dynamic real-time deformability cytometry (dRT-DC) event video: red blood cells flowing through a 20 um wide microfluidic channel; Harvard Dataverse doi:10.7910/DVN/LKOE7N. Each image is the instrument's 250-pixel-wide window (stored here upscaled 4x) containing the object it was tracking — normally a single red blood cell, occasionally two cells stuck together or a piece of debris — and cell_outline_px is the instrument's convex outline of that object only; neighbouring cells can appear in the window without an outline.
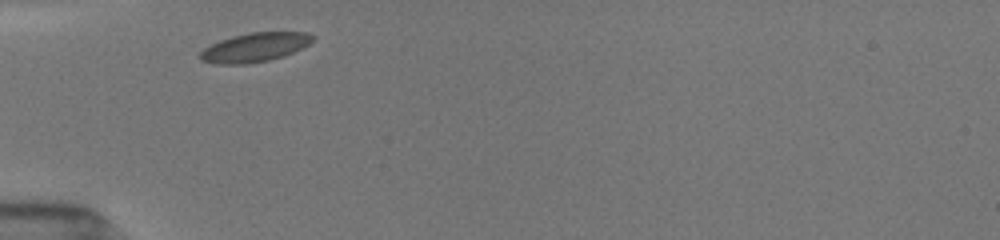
{"species": "common noctule bat (a hibernating species)", "species_latin": "Nyctalus noctula", "temperature_condition": "room temperature", "stored_images_in_passage": 24, "camera_frame_rate_fps": 3000, "um_per_image_px": 0.085, "animal": {"sex": "female", "body_mass_g": 19.5, "forearm_length_mm": 54.1}, "frame": {"image": 1, "passage_image": 1, "time_ms": 0.0, "image_size_px": [1000, 240], "cell_outline_px": [[316, 36], [308, 44], [284, 56], [268, 60], [244, 64], [216, 64], [200, 60], [200, 52], [204, 48], [220, 40], [232, 36], [248, 32], [308, 32]], "centroid_in_image_um": [21.64, 4.01], "position_along_channel_um": 63.4, "area_um2": 18.96}}
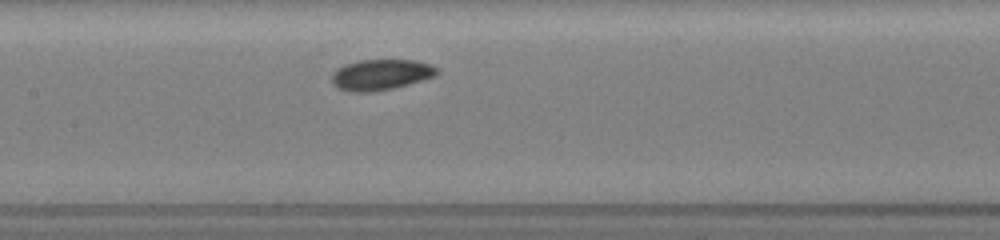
{"frame": {"image": 2, "passage_image": 9, "time_ms": 3.0, "image_size_px": [1000, 240], "cell_outline_px": [[440, 72], [436, 76], [408, 84], [392, 88], [372, 92], [348, 92], [336, 88], [332, 84], [332, 72], [336, 68], [344, 64], [360, 60], [416, 60], [440, 68]], "centroid_in_image_um": [32.35, 6.35], "position_along_channel_um": 175.1, "area_um2": 19.13}}
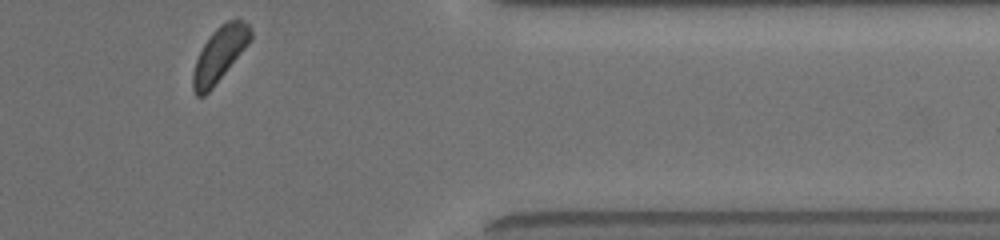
{"frame": {"image": 3, "passage_image": 24, "time_ms": 9.0, "image_size_px": [1000, 240], "cell_outline_px": [[252, 40], [212, 88], [204, 96], [196, 96], [192, 88], [192, 72], [196, 60], [204, 44], [212, 32], [220, 24], [236, 16], [248, 24], [252, 32]], "centroid_in_image_um": [18.68, 4.58], "position_along_channel_um": 392.7, "area_um2": 18.44}, "authors_computed_cell_mechanics": {"area_um2": 18.7561, "velocity_mm_per_s": 3.9056, "shape_relaxation_time_tau1_ms": 7.2975, "shape_relaxation_time_tau2_ms": null, "deformation_change_tau1": 0.1163, "deformation_change_tau2": null}}